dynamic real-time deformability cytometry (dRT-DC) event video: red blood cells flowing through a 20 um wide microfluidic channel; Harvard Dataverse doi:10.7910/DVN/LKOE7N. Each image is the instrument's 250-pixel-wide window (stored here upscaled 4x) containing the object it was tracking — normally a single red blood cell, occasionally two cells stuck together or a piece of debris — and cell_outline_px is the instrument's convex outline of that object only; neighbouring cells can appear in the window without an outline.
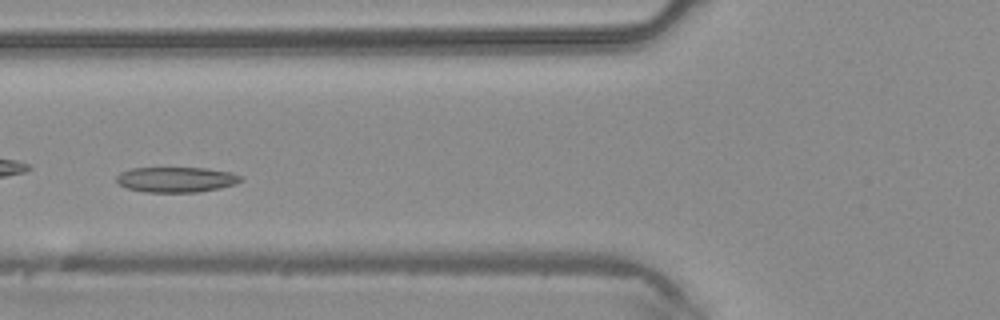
{"species": "common noctule bat (a hibernating species)", "species_latin": "Nyctalus noctula", "temperature_condition": "warm", "stored_images_in_passage": 5, "camera_frame_rate_fps": 3000, "um_per_image_px": 0.085, "animal": {"sex": "male", "body_mass_g": 20.4}, "frame": {"image": 1, "passage_image": 5, "time_ms": 1.333, "image_size_px": [1000, 320], "cell_outline_px": [[244, 180], [236, 184], [220, 188], [196, 192], [144, 192], [128, 188], [120, 184], [116, 180], [116, 176], [120, 172], [132, 168], [208, 168], [232, 172], [244, 176]], "centroid_in_image_um": [15.04, 15.26], "position_along_channel_um": 110.8, "area_um2": 18.5}}